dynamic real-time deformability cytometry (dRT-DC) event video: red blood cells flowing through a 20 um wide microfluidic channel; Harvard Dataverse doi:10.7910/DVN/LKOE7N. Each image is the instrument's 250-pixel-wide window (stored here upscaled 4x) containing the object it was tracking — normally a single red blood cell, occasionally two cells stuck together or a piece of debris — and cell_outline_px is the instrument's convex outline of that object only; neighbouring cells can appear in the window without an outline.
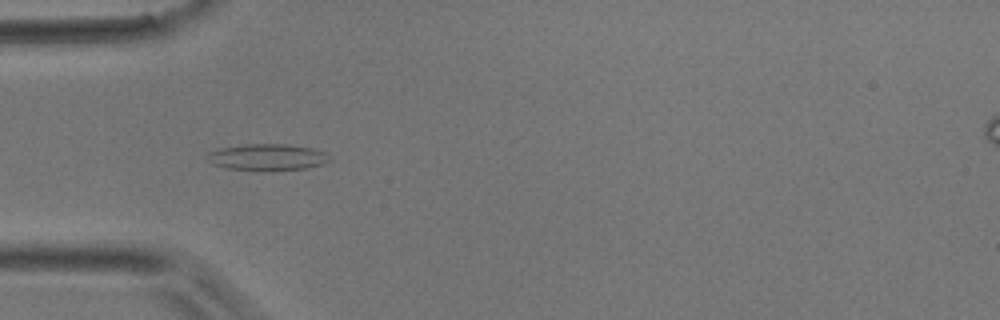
{"species": "common noctule bat (a hibernating species)", "species_latin": "Nyctalus noctula", "temperature_condition": "room temperature", "stored_images_in_passage": 36, "camera_frame_rate_fps": 3000, "um_per_image_px": 0.085, "animal": {"sex": "male", "body_mass_g": 17.9}, "frame": {"image": 1, "passage_image": 5, "time_ms": 1.333, "image_size_px": [1000, 320], "cell_outline_px": [[328, 160], [324, 164], [304, 168], [264, 172], [228, 168], [212, 164], [208, 160], [208, 152], [220, 148], [244, 144], [288, 144], [312, 148], [324, 152], [328, 156]], "centroid_in_image_um": [22.7, 13.37], "position_along_channel_um": 62.3, "area_um2": 19.02}}
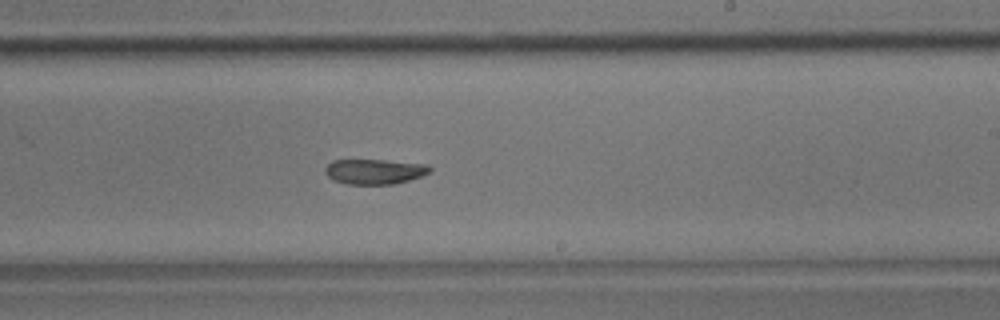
{"frame": {"image": 2, "passage_image": 18, "time_ms": 5.667, "image_size_px": [1000, 320], "cell_outline_px": [[432, 172], [396, 184], [348, 184], [332, 180], [324, 172], [324, 168], [332, 160], [384, 160], [428, 164], [432, 168]], "centroid_in_image_um": [31.84, 14.58], "position_along_channel_um": 257.2, "area_um2": 15.43}}
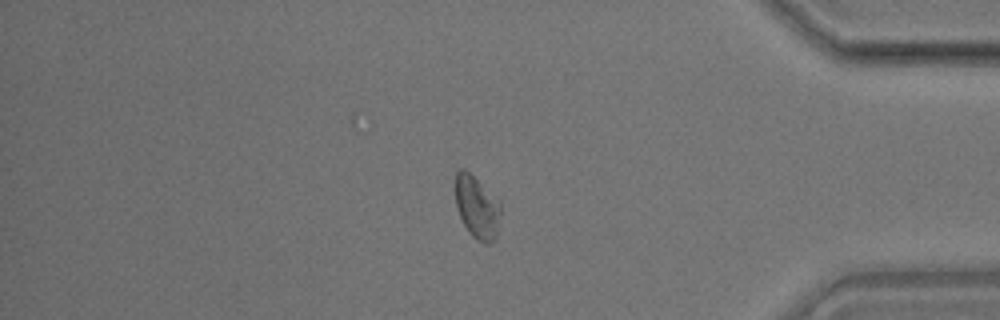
{"frame": {"image": 3, "passage_image": 29, "time_ms": 9.333, "image_size_px": [1000, 320], "cell_outline_px": [[500, 216], [496, 236], [488, 244], [484, 244], [476, 240], [468, 232], [456, 208], [456, 172], [460, 168], [464, 168], [496, 196], [500, 200]], "centroid_in_image_um": [40.55, 17.61], "position_along_channel_um": 394.7, "area_um2": 16.59}}